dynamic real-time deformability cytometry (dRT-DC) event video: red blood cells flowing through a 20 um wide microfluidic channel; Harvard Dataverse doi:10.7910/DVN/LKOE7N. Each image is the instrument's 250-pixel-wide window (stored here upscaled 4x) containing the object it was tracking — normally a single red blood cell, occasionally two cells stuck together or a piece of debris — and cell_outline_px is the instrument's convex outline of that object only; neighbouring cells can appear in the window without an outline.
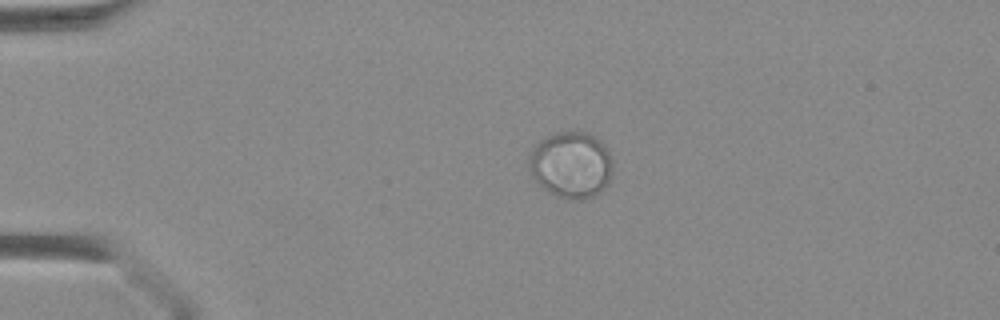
{"species": "Egyptian fruit bat (a non-hibernating species)", "species_latin": "Rousettus aegyptiacus", "temperature_condition": "warm", "stored_images_in_passage": 16, "camera_frame_rate_fps": 3000, "um_per_image_px": 0.085, "animal": {"sex": "female"}, "frame": {"image": 1, "passage_image": 11, "time_ms": 3.333, "image_size_px": [1000, 320], "cell_outline_px": [[612, 168], [608, 184], [600, 192], [584, 200], [568, 200], [556, 196], [544, 188], [532, 176], [528, 168], [528, 156], [532, 148], [540, 140], [556, 132], [572, 128], [588, 132], [596, 136], [600, 140], [608, 152], [612, 160]], "centroid_in_image_um": [48.53, 13.98], "position_along_channel_um": 36.5, "area_um2": 33.12}}